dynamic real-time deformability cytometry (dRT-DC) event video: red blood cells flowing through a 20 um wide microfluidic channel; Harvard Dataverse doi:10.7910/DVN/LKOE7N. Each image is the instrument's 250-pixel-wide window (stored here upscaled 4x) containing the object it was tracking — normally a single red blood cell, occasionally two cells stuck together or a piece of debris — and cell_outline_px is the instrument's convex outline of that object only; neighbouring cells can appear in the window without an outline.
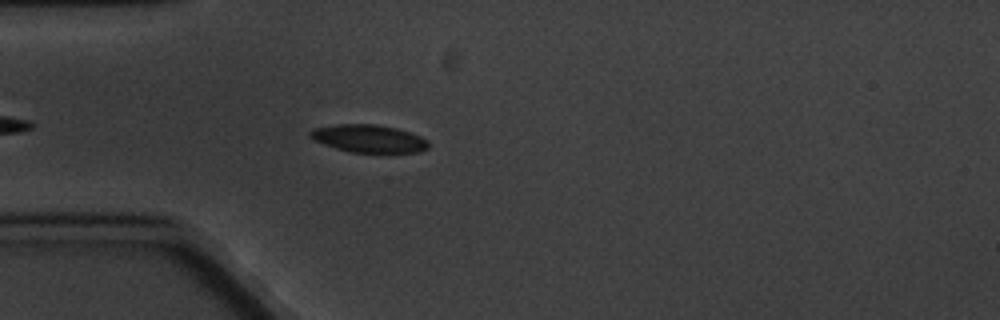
{"species": "common noctule bat (a hibernating species)", "species_latin": "Nyctalus noctula", "temperature_condition": "cold", "stored_images_in_passage": 4, "camera_frame_rate_fps": 3000, "um_per_image_px": 0.085, "animal": {"sex": "male", "body_mass_g": 20.1, "forearm_length_mm": 53.5}, "frame": {"image": 1, "passage_image": 4, "time_ms": 3.667, "image_size_px": [1000, 320], "cell_outline_px": [[428, 148], [420, 152], [352, 152], [336, 148], [312, 140], [308, 136], [308, 132], [312, 128], [336, 124], [376, 124], [396, 128], [420, 136], [428, 140]], "centroid_in_image_um": [31.3, 11.77], "position_along_channel_um": 53.7, "area_um2": 19.13}}